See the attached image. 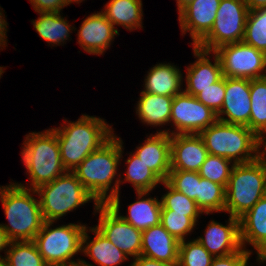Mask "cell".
<instances>
[{
  "instance_id": "38",
  "label": "cell",
  "mask_w": 266,
  "mask_h": 266,
  "mask_svg": "<svg viewBox=\"0 0 266 266\" xmlns=\"http://www.w3.org/2000/svg\"><path fill=\"white\" fill-rule=\"evenodd\" d=\"M225 89V77L222 76L216 83L202 89V92L196 98L218 114L224 101Z\"/></svg>"
},
{
  "instance_id": "36",
  "label": "cell",
  "mask_w": 266,
  "mask_h": 266,
  "mask_svg": "<svg viewBox=\"0 0 266 266\" xmlns=\"http://www.w3.org/2000/svg\"><path fill=\"white\" fill-rule=\"evenodd\" d=\"M160 223L179 242L184 241L185 235H188L196 225V222L191 217L173 213V211L167 209H161Z\"/></svg>"
},
{
  "instance_id": "22",
  "label": "cell",
  "mask_w": 266,
  "mask_h": 266,
  "mask_svg": "<svg viewBox=\"0 0 266 266\" xmlns=\"http://www.w3.org/2000/svg\"><path fill=\"white\" fill-rule=\"evenodd\" d=\"M87 228L88 227L85 228L82 235L81 252H84V254L94 260L95 263L99 264V266H118V264L120 265V263L128 259V257L103 236L96 227L90 228L89 231L93 232L95 237L87 242V240H89Z\"/></svg>"
},
{
  "instance_id": "51",
  "label": "cell",
  "mask_w": 266,
  "mask_h": 266,
  "mask_svg": "<svg viewBox=\"0 0 266 266\" xmlns=\"http://www.w3.org/2000/svg\"><path fill=\"white\" fill-rule=\"evenodd\" d=\"M2 73H4L3 72V67L0 66V77H1Z\"/></svg>"
},
{
  "instance_id": "28",
  "label": "cell",
  "mask_w": 266,
  "mask_h": 266,
  "mask_svg": "<svg viewBox=\"0 0 266 266\" xmlns=\"http://www.w3.org/2000/svg\"><path fill=\"white\" fill-rule=\"evenodd\" d=\"M40 17L33 20L35 30L48 43L60 44L68 40L70 30H73L60 12L38 13Z\"/></svg>"
},
{
  "instance_id": "16",
  "label": "cell",
  "mask_w": 266,
  "mask_h": 266,
  "mask_svg": "<svg viewBox=\"0 0 266 266\" xmlns=\"http://www.w3.org/2000/svg\"><path fill=\"white\" fill-rule=\"evenodd\" d=\"M205 238L196 239L213 257L226 256L239 251L240 242L239 219L230 216L227 226L212 220L206 230Z\"/></svg>"
},
{
  "instance_id": "18",
  "label": "cell",
  "mask_w": 266,
  "mask_h": 266,
  "mask_svg": "<svg viewBox=\"0 0 266 266\" xmlns=\"http://www.w3.org/2000/svg\"><path fill=\"white\" fill-rule=\"evenodd\" d=\"M170 141L171 135L167 130L159 131L148 137L134 152L163 182L171 170Z\"/></svg>"
},
{
  "instance_id": "50",
  "label": "cell",
  "mask_w": 266,
  "mask_h": 266,
  "mask_svg": "<svg viewBox=\"0 0 266 266\" xmlns=\"http://www.w3.org/2000/svg\"><path fill=\"white\" fill-rule=\"evenodd\" d=\"M258 261H260V262L266 261V255L262 259H258Z\"/></svg>"
},
{
  "instance_id": "33",
  "label": "cell",
  "mask_w": 266,
  "mask_h": 266,
  "mask_svg": "<svg viewBox=\"0 0 266 266\" xmlns=\"http://www.w3.org/2000/svg\"><path fill=\"white\" fill-rule=\"evenodd\" d=\"M169 191L161 197V208L184 214L191 217L195 222L202 211L198 208L195 200L188 198L181 192L173 189L166 181L162 182Z\"/></svg>"
},
{
  "instance_id": "11",
  "label": "cell",
  "mask_w": 266,
  "mask_h": 266,
  "mask_svg": "<svg viewBox=\"0 0 266 266\" xmlns=\"http://www.w3.org/2000/svg\"><path fill=\"white\" fill-rule=\"evenodd\" d=\"M213 53L220 60L224 77L250 80L266 77V53L243 41L222 45Z\"/></svg>"
},
{
  "instance_id": "12",
  "label": "cell",
  "mask_w": 266,
  "mask_h": 266,
  "mask_svg": "<svg viewBox=\"0 0 266 266\" xmlns=\"http://www.w3.org/2000/svg\"><path fill=\"white\" fill-rule=\"evenodd\" d=\"M217 114L195 96L182 91L172 100L170 122L176 126L173 134H199L217 121Z\"/></svg>"
},
{
  "instance_id": "44",
  "label": "cell",
  "mask_w": 266,
  "mask_h": 266,
  "mask_svg": "<svg viewBox=\"0 0 266 266\" xmlns=\"http://www.w3.org/2000/svg\"><path fill=\"white\" fill-rule=\"evenodd\" d=\"M10 242L11 241L9 240L7 234L5 233L4 229L0 225V251L6 249L7 246H9ZM1 257L2 256H0V258Z\"/></svg>"
},
{
  "instance_id": "29",
  "label": "cell",
  "mask_w": 266,
  "mask_h": 266,
  "mask_svg": "<svg viewBox=\"0 0 266 266\" xmlns=\"http://www.w3.org/2000/svg\"><path fill=\"white\" fill-rule=\"evenodd\" d=\"M226 189L215 182L200 177L195 202L202 213L225 211Z\"/></svg>"
},
{
  "instance_id": "13",
  "label": "cell",
  "mask_w": 266,
  "mask_h": 266,
  "mask_svg": "<svg viewBox=\"0 0 266 266\" xmlns=\"http://www.w3.org/2000/svg\"><path fill=\"white\" fill-rule=\"evenodd\" d=\"M225 97L217 119L250 129V79L225 77ZM227 118L221 117V115Z\"/></svg>"
},
{
  "instance_id": "4",
  "label": "cell",
  "mask_w": 266,
  "mask_h": 266,
  "mask_svg": "<svg viewBox=\"0 0 266 266\" xmlns=\"http://www.w3.org/2000/svg\"><path fill=\"white\" fill-rule=\"evenodd\" d=\"M199 136L210 155L233 160L234 164L251 162L261 156V139L246 126L217 120Z\"/></svg>"
},
{
  "instance_id": "49",
  "label": "cell",
  "mask_w": 266,
  "mask_h": 266,
  "mask_svg": "<svg viewBox=\"0 0 266 266\" xmlns=\"http://www.w3.org/2000/svg\"><path fill=\"white\" fill-rule=\"evenodd\" d=\"M67 1H68L69 3H72L73 1H74V2H78V3L81 2V0H67Z\"/></svg>"
},
{
  "instance_id": "6",
  "label": "cell",
  "mask_w": 266,
  "mask_h": 266,
  "mask_svg": "<svg viewBox=\"0 0 266 266\" xmlns=\"http://www.w3.org/2000/svg\"><path fill=\"white\" fill-rule=\"evenodd\" d=\"M21 154L27 172L30 174V189H37L42 184L52 182L66 172L53 128L26 135Z\"/></svg>"
},
{
  "instance_id": "17",
  "label": "cell",
  "mask_w": 266,
  "mask_h": 266,
  "mask_svg": "<svg viewBox=\"0 0 266 266\" xmlns=\"http://www.w3.org/2000/svg\"><path fill=\"white\" fill-rule=\"evenodd\" d=\"M78 43L87 53L100 55L108 49L118 30L101 12L94 13L83 21L78 30Z\"/></svg>"
},
{
  "instance_id": "40",
  "label": "cell",
  "mask_w": 266,
  "mask_h": 266,
  "mask_svg": "<svg viewBox=\"0 0 266 266\" xmlns=\"http://www.w3.org/2000/svg\"><path fill=\"white\" fill-rule=\"evenodd\" d=\"M35 12H60L64 6L70 4L67 0H30Z\"/></svg>"
},
{
  "instance_id": "24",
  "label": "cell",
  "mask_w": 266,
  "mask_h": 266,
  "mask_svg": "<svg viewBox=\"0 0 266 266\" xmlns=\"http://www.w3.org/2000/svg\"><path fill=\"white\" fill-rule=\"evenodd\" d=\"M137 201L129 205L128 216L119 215L124 221L130 223L141 231L158 225L161 221V201L156 198H142L149 192H136ZM142 198V199H140Z\"/></svg>"
},
{
  "instance_id": "39",
  "label": "cell",
  "mask_w": 266,
  "mask_h": 266,
  "mask_svg": "<svg viewBox=\"0 0 266 266\" xmlns=\"http://www.w3.org/2000/svg\"><path fill=\"white\" fill-rule=\"evenodd\" d=\"M242 247L239 251L226 256L214 257L211 266H247V261L251 255L250 250Z\"/></svg>"
},
{
  "instance_id": "19",
  "label": "cell",
  "mask_w": 266,
  "mask_h": 266,
  "mask_svg": "<svg viewBox=\"0 0 266 266\" xmlns=\"http://www.w3.org/2000/svg\"><path fill=\"white\" fill-rule=\"evenodd\" d=\"M179 244L180 242L159 223L142 231L141 255L178 265Z\"/></svg>"
},
{
  "instance_id": "46",
  "label": "cell",
  "mask_w": 266,
  "mask_h": 266,
  "mask_svg": "<svg viewBox=\"0 0 266 266\" xmlns=\"http://www.w3.org/2000/svg\"><path fill=\"white\" fill-rule=\"evenodd\" d=\"M78 263L75 266H93L92 264L87 263L85 260L78 259Z\"/></svg>"
},
{
  "instance_id": "30",
  "label": "cell",
  "mask_w": 266,
  "mask_h": 266,
  "mask_svg": "<svg viewBox=\"0 0 266 266\" xmlns=\"http://www.w3.org/2000/svg\"><path fill=\"white\" fill-rule=\"evenodd\" d=\"M128 169L124 181L131 182L136 192H150L163 181L151 171L135 154L126 160Z\"/></svg>"
},
{
  "instance_id": "34",
  "label": "cell",
  "mask_w": 266,
  "mask_h": 266,
  "mask_svg": "<svg viewBox=\"0 0 266 266\" xmlns=\"http://www.w3.org/2000/svg\"><path fill=\"white\" fill-rule=\"evenodd\" d=\"M231 162L224 157L209 154L201 165L199 175L202 178L222 185L226 189L234 165V163L230 165Z\"/></svg>"
},
{
  "instance_id": "27",
  "label": "cell",
  "mask_w": 266,
  "mask_h": 266,
  "mask_svg": "<svg viewBox=\"0 0 266 266\" xmlns=\"http://www.w3.org/2000/svg\"><path fill=\"white\" fill-rule=\"evenodd\" d=\"M250 98V130L262 139L266 134V77L250 80Z\"/></svg>"
},
{
  "instance_id": "42",
  "label": "cell",
  "mask_w": 266,
  "mask_h": 266,
  "mask_svg": "<svg viewBox=\"0 0 266 266\" xmlns=\"http://www.w3.org/2000/svg\"><path fill=\"white\" fill-rule=\"evenodd\" d=\"M1 10V9H0ZM3 13L0 11V47L5 46L6 42V32H7V22L5 19L2 18ZM2 45V46H1Z\"/></svg>"
},
{
  "instance_id": "31",
  "label": "cell",
  "mask_w": 266,
  "mask_h": 266,
  "mask_svg": "<svg viewBox=\"0 0 266 266\" xmlns=\"http://www.w3.org/2000/svg\"><path fill=\"white\" fill-rule=\"evenodd\" d=\"M3 257L9 266H48L34 241H12Z\"/></svg>"
},
{
  "instance_id": "23",
  "label": "cell",
  "mask_w": 266,
  "mask_h": 266,
  "mask_svg": "<svg viewBox=\"0 0 266 266\" xmlns=\"http://www.w3.org/2000/svg\"><path fill=\"white\" fill-rule=\"evenodd\" d=\"M181 81V71L174 65L157 64L148 72L143 92L174 97L182 92Z\"/></svg>"
},
{
  "instance_id": "7",
  "label": "cell",
  "mask_w": 266,
  "mask_h": 266,
  "mask_svg": "<svg viewBox=\"0 0 266 266\" xmlns=\"http://www.w3.org/2000/svg\"><path fill=\"white\" fill-rule=\"evenodd\" d=\"M30 191L41 197L40 208L44 221H55L90 200L94 201L95 206L99 204L72 171H66L52 182Z\"/></svg>"
},
{
  "instance_id": "47",
  "label": "cell",
  "mask_w": 266,
  "mask_h": 266,
  "mask_svg": "<svg viewBox=\"0 0 266 266\" xmlns=\"http://www.w3.org/2000/svg\"><path fill=\"white\" fill-rule=\"evenodd\" d=\"M265 140H266V138L265 137H263L262 139H261V145L263 144V146L265 147L264 148V150L261 152V155H265V153H266V142H265Z\"/></svg>"
},
{
  "instance_id": "37",
  "label": "cell",
  "mask_w": 266,
  "mask_h": 266,
  "mask_svg": "<svg viewBox=\"0 0 266 266\" xmlns=\"http://www.w3.org/2000/svg\"><path fill=\"white\" fill-rule=\"evenodd\" d=\"M166 182L190 199L195 200L198 196L199 172L170 170Z\"/></svg>"
},
{
  "instance_id": "15",
  "label": "cell",
  "mask_w": 266,
  "mask_h": 266,
  "mask_svg": "<svg viewBox=\"0 0 266 266\" xmlns=\"http://www.w3.org/2000/svg\"><path fill=\"white\" fill-rule=\"evenodd\" d=\"M221 0H193L179 13L180 28L185 34L190 31L193 46H196L211 30Z\"/></svg>"
},
{
  "instance_id": "32",
  "label": "cell",
  "mask_w": 266,
  "mask_h": 266,
  "mask_svg": "<svg viewBox=\"0 0 266 266\" xmlns=\"http://www.w3.org/2000/svg\"><path fill=\"white\" fill-rule=\"evenodd\" d=\"M242 41L266 53V8L248 12Z\"/></svg>"
},
{
  "instance_id": "26",
  "label": "cell",
  "mask_w": 266,
  "mask_h": 266,
  "mask_svg": "<svg viewBox=\"0 0 266 266\" xmlns=\"http://www.w3.org/2000/svg\"><path fill=\"white\" fill-rule=\"evenodd\" d=\"M141 0H111L102 13L114 25H121L128 30L142 28Z\"/></svg>"
},
{
  "instance_id": "45",
  "label": "cell",
  "mask_w": 266,
  "mask_h": 266,
  "mask_svg": "<svg viewBox=\"0 0 266 266\" xmlns=\"http://www.w3.org/2000/svg\"><path fill=\"white\" fill-rule=\"evenodd\" d=\"M193 0H177L179 13L186 8Z\"/></svg>"
},
{
  "instance_id": "2",
  "label": "cell",
  "mask_w": 266,
  "mask_h": 266,
  "mask_svg": "<svg viewBox=\"0 0 266 266\" xmlns=\"http://www.w3.org/2000/svg\"><path fill=\"white\" fill-rule=\"evenodd\" d=\"M60 147L61 161L66 171H73L89 154L99 149L113 135L105 120L82 115L78 121L53 128Z\"/></svg>"
},
{
  "instance_id": "3",
  "label": "cell",
  "mask_w": 266,
  "mask_h": 266,
  "mask_svg": "<svg viewBox=\"0 0 266 266\" xmlns=\"http://www.w3.org/2000/svg\"><path fill=\"white\" fill-rule=\"evenodd\" d=\"M21 183L0 187V199L9 225L0 224L12 241H34L44 223L40 200Z\"/></svg>"
},
{
  "instance_id": "1",
  "label": "cell",
  "mask_w": 266,
  "mask_h": 266,
  "mask_svg": "<svg viewBox=\"0 0 266 266\" xmlns=\"http://www.w3.org/2000/svg\"><path fill=\"white\" fill-rule=\"evenodd\" d=\"M122 143L121 138L113 135L72 171L99 204H107L110 199L119 194L121 179L115 181L113 188L110 186L122 157ZM109 189L110 193L107 192Z\"/></svg>"
},
{
  "instance_id": "10",
  "label": "cell",
  "mask_w": 266,
  "mask_h": 266,
  "mask_svg": "<svg viewBox=\"0 0 266 266\" xmlns=\"http://www.w3.org/2000/svg\"><path fill=\"white\" fill-rule=\"evenodd\" d=\"M119 208V194L110 199L107 204L95 206V211L100 213L99 224L95 227L127 257L137 258L141 255L142 231L124 221L119 216Z\"/></svg>"
},
{
  "instance_id": "41",
  "label": "cell",
  "mask_w": 266,
  "mask_h": 266,
  "mask_svg": "<svg viewBox=\"0 0 266 266\" xmlns=\"http://www.w3.org/2000/svg\"><path fill=\"white\" fill-rule=\"evenodd\" d=\"M130 266H177V265H172L166 262L150 259L140 255L137 258H134V261Z\"/></svg>"
},
{
  "instance_id": "43",
  "label": "cell",
  "mask_w": 266,
  "mask_h": 266,
  "mask_svg": "<svg viewBox=\"0 0 266 266\" xmlns=\"http://www.w3.org/2000/svg\"><path fill=\"white\" fill-rule=\"evenodd\" d=\"M249 11L266 8V0H244Z\"/></svg>"
},
{
  "instance_id": "5",
  "label": "cell",
  "mask_w": 266,
  "mask_h": 266,
  "mask_svg": "<svg viewBox=\"0 0 266 266\" xmlns=\"http://www.w3.org/2000/svg\"><path fill=\"white\" fill-rule=\"evenodd\" d=\"M266 195V157L234 164L226 187L225 211L240 218Z\"/></svg>"
},
{
  "instance_id": "48",
  "label": "cell",
  "mask_w": 266,
  "mask_h": 266,
  "mask_svg": "<svg viewBox=\"0 0 266 266\" xmlns=\"http://www.w3.org/2000/svg\"><path fill=\"white\" fill-rule=\"evenodd\" d=\"M0 266H9L4 258H0Z\"/></svg>"
},
{
  "instance_id": "9",
  "label": "cell",
  "mask_w": 266,
  "mask_h": 266,
  "mask_svg": "<svg viewBox=\"0 0 266 266\" xmlns=\"http://www.w3.org/2000/svg\"><path fill=\"white\" fill-rule=\"evenodd\" d=\"M248 12L244 0H221L210 32L196 46L213 52L222 45L241 42Z\"/></svg>"
},
{
  "instance_id": "35",
  "label": "cell",
  "mask_w": 266,
  "mask_h": 266,
  "mask_svg": "<svg viewBox=\"0 0 266 266\" xmlns=\"http://www.w3.org/2000/svg\"><path fill=\"white\" fill-rule=\"evenodd\" d=\"M213 258L196 239L180 241L177 266H211Z\"/></svg>"
},
{
  "instance_id": "21",
  "label": "cell",
  "mask_w": 266,
  "mask_h": 266,
  "mask_svg": "<svg viewBox=\"0 0 266 266\" xmlns=\"http://www.w3.org/2000/svg\"><path fill=\"white\" fill-rule=\"evenodd\" d=\"M240 242L251 244L258 258L266 255V195L239 218Z\"/></svg>"
},
{
  "instance_id": "14",
  "label": "cell",
  "mask_w": 266,
  "mask_h": 266,
  "mask_svg": "<svg viewBox=\"0 0 266 266\" xmlns=\"http://www.w3.org/2000/svg\"><path fill=\"white\" fill-rule=\"evenodd\" d=\"M171 170L199 172L209 155L199 134H173L170 141Z\"/></svg>"
},
{
  "instance_id": "25",
  "label": "cell",
  "mask_w": 266,
  "mask_h": 266,
  "mask_svg": "<svg viewBox=\"0 0 266 266\" xmlns=\"http://www.w3.org/2000/svg\"><path fill=\"white\" fill-rule=\"evenodd\" d=\"M140 94L136 113L141 121L154 126L170 122L172 96H161L143 91Z\"/></svg>"
},
{
  "instance_id": "20",
  "label": "cell",
  "mask_w": 266,
  "mask_h": 266,
  "mask_svg": "<svg viewBox=\"0 0 266 266\" xmlns=\"http://www.w3.org/2000/svg\"><path fill=\"white\" fill-rule=\"evenodd\" d=\"M193 51L197 61L187 68V87L183 91L196 97L202 92V89L216 83L223 75L220 60L215 53V62L212 64L207 58L210 51L200 49L197 46H193Z\"/></svg>"
},
{
  "instance_id": "8",
  "label": "cell",
  "mask_w": 266,
  "mask_h": 266,
  "mask_svg": "<svg viewBox=\"0 0 266 266\" xmlns=\"http://www.w3.org/2000/svg\"><path fill=\"white\" fill-rule=\"evenodd\" d=\"M54 221H44L34 242L48 266H75L72 257L81 251L86 225L67 224L50 229Z\"/></svg>"
}]
</instances>
